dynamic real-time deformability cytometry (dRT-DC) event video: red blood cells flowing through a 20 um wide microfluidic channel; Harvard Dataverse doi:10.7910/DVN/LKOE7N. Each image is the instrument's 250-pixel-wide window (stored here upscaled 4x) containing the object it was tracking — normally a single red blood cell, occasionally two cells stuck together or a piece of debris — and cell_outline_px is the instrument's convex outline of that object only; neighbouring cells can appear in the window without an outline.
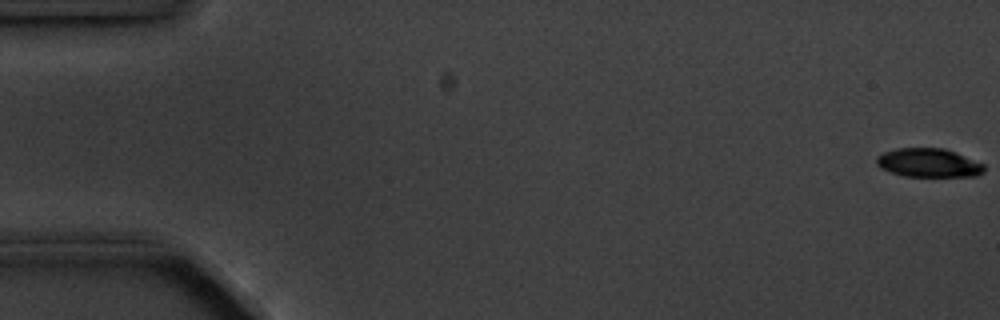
{"species": "common noctule bat (a hibernating species)", "species_latin": "Nyctalus noctula", "temperature_condition": "cold", "stored_images_in_passage": 4, "camera_frame_rate_fps": 3000, "um_per_image_px": 0.085, "animal": {"sex": "male", "body_mass_g": 20.1, "forearm_length_mm": 53.5}, "frame": {"image": 1, "passage_image": 1, "time_ms": 0.0, "image_size_px": [1000, 320], "cell_outline_px": [[984, 172], [976, 176], [904, 176], [880, 168], [876, 164], [876, 156], [884, 152], [896, 148], [944, 148], [956, 152], [984, 164]], "centroid_in_image_um": [78.92, 13.83], "position_along_channel_um": 6.1, "area_um2": 18.03}}